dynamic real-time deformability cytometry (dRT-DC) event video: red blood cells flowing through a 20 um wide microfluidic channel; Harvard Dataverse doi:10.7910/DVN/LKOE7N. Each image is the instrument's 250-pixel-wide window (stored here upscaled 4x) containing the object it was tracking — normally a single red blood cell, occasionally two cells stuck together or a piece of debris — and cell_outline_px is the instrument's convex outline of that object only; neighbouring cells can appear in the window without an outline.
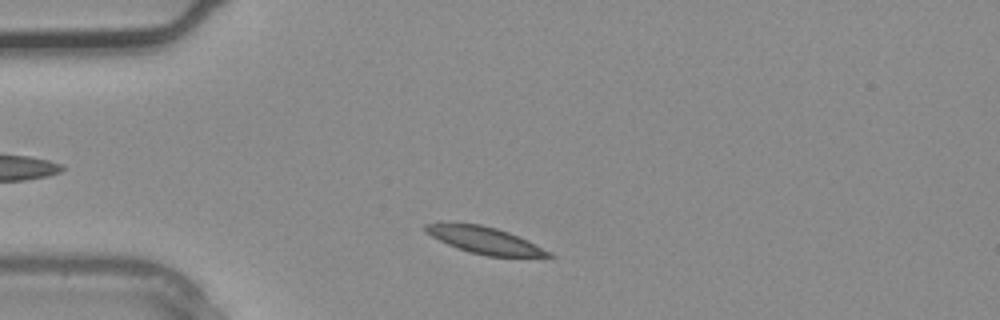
{"species": "common noctule bat (a hibernating species)", "species_latin": "Nyctalus noctula", "temperature_condition": "warm", "stored_images_in_passage": 4, "camera_frame_rate_fps": 3000, "um_per_image_px": 0.085, "animal": {"sex": "male", "body_mass_g": 20.4}, "frame": {"image": 1, "passage_image": 4, "time_ms": 1.0, "image_size_px": [1000, 320], "cell_outline_px": [[556, 256], [488, 256], [468, 252], [448, 244], [432, 236], [424, 228], [424, 224], [440, 220], [480, 224], [496, 228], [508, 232], [528, 240], [552, 252]], "centroid_in_image_um": [41.13, 20.38], "position_along_channel_um": 43.9, "area_um2": 19.48}}